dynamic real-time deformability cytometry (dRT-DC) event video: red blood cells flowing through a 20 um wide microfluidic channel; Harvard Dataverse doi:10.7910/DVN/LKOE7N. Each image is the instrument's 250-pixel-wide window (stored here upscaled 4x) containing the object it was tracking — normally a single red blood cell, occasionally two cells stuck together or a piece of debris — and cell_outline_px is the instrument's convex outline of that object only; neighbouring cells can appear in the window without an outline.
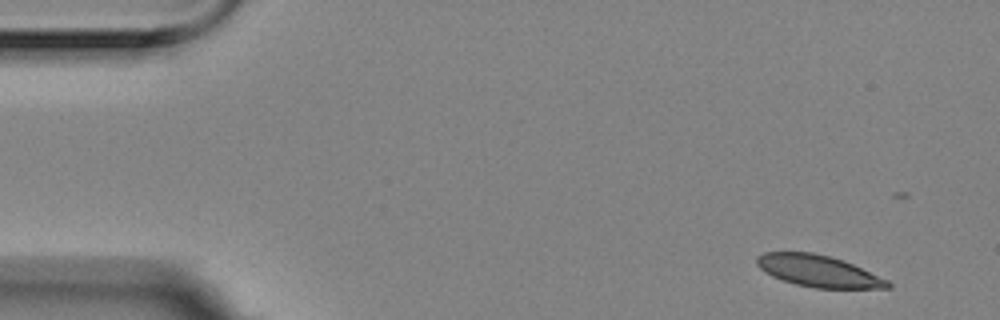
{"species": "Egyptian fruit bat (a non-hibernating species)", "species_latin": "Rousettus aegyptiacus", "temperature_condition": "room temperature", "stored_images_in_passage": 10, "camera_frame_rate_fps": 3000, "um_per_image_px": 0.085, "animal": {"sex": "female"}, "frame": {"image": 1, "passage_image": 1, "time_ms": 0.0, "image_size_px": [1000, 320], "cell_outline_px": [[892, 288], [816, 288], [796, 284], [772, 276], [764, 272], [756, 264], [756, 256], [764, 252], [812, 252], [828, 256], [852, 264], [888, 280], [892, 284]], "centroid_in_image_um": [69.54, 23.04], "position_along_channel_um": 15.5, "area_um2": 23.93}}
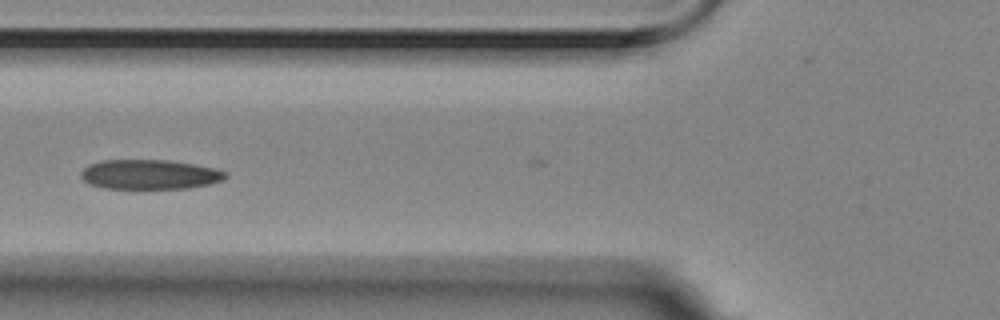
{"frame": {"image": 2, "passage_image": 6, "time_ms": 1.667, "image_size_px": [1000, 320], "cell_outline_px": [[228, 176], [224, 180], [208, 184], [188, 188], [104, 188], [88, 184], [80, 176], [80, 172], [88, 164], [100, 160], [168, 160], [216, 168], [228, 172]], "centroid_in_image_um": [12.71, 14.82], "position_along_channel_um": 113.1, "area_um2": 25.09}}
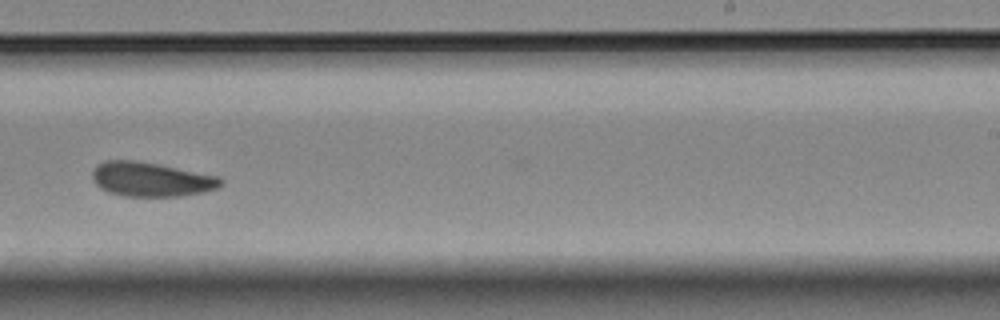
{"frame": {"image": 3, "passage_image": 10, "time_ms": 3.0, "image_size_px": [1000, 320], "cell_outline_px": [[224, 184], [220, 188], [204, 192], [180, 196], [124, 196], [108, 192], [100, 188], [92, 180], [92, 172], [96, 164], [108, 160], [136, 160], [220, 176], [224, 180]], "centroid_in_image_um": [12.87, 15.25], "position_along_channel_um": 276.1, "area_um2": 25.95}}